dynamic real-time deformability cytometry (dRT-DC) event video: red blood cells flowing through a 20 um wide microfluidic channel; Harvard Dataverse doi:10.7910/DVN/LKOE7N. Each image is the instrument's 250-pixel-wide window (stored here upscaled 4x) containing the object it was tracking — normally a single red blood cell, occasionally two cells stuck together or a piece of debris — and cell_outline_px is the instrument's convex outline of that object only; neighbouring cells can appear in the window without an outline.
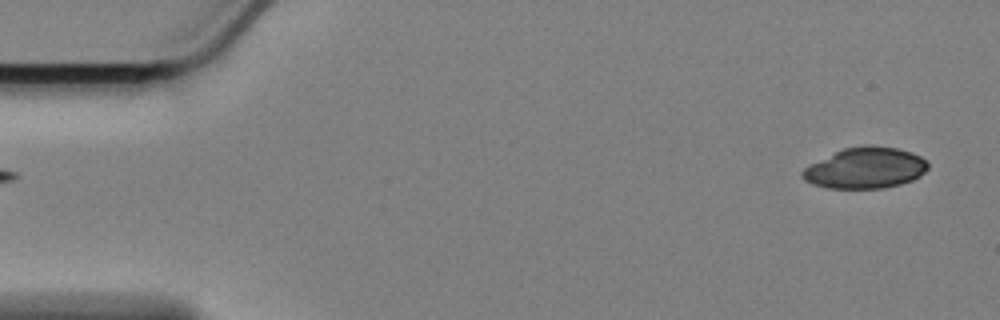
{"species": "Egyptian fruit bat (a non-hibernating species)", "species_latin": "Rousettus aegyptiacus", "temperature_condition": "cold", "stored_images_in_passage": 58, "camera_frame_rate_fps": 3000, "um_per_image_px": 0.085, "animal": {"sex": "female"}, "frame": {"image": 1, "passage_image": 2, "time_ms": 0.333, "image_size_px": [1000, 320], "cell_outline_px": [[928, 168], [920, 176], [912, 180], [900, 184], [884, 188], [828, 188], [812, 184], [804, 180], [800, 176], [800, 172], [808, 164], [844, 148], [864, 144], [872, 144], [896, 148], [912, 152], [920, 156], [928, 164]], "centroid_in_image_um": [73.52, 14.27], "position_along_channel_um": 11.5, "area_um2": 30.23}}
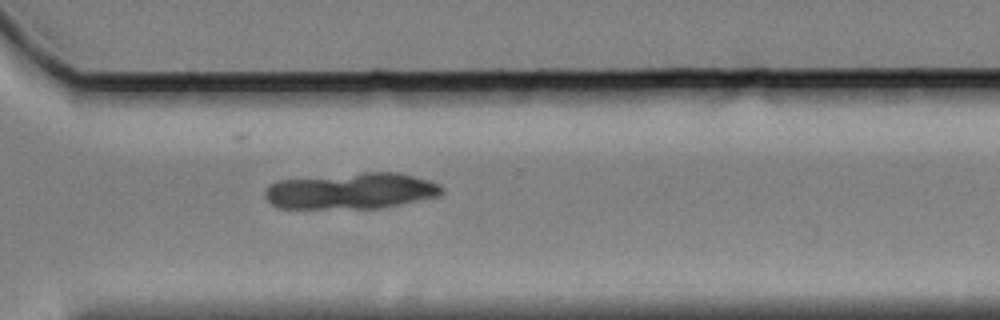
{"frame": {"image": 2, "passage_image": 41, "time_ms": 13.333, "image_size_px": [1000, 320], "cell_outline_px": [[444, 192], [440, 196], [380, 208], [276, 208], [264, 196], [264, 192], [268, 184], [276, 180], [364, 172], [400, 172], [428, 180], [440, 184], [444, 188]], "centroid_in_image_um": [29.85, 16.22], "position_along_channel_um": 340.8, "area_um2": 37.63}}
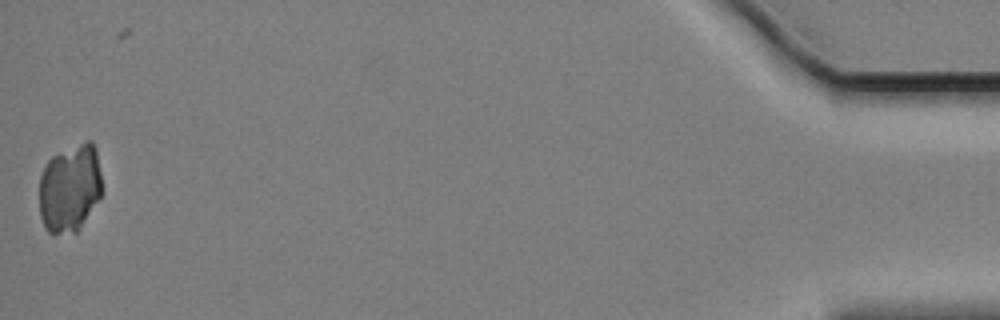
{"frame": {"image": 3, "passage_image": 57, "time_ms": 18.667, "image_size_px": [1000, 320], "cell_outline_px": [[104, 192], [76, 232], [48, 232], [44, 228], [40, 216], [40, 176], [48, 160], [52, 156], [88, 140], [92, 140], [96, 148]], "centroid_in_image_um": [5.96, 15.98], "position_along_channel_um": 429.2, "area_um2": 32.08}}